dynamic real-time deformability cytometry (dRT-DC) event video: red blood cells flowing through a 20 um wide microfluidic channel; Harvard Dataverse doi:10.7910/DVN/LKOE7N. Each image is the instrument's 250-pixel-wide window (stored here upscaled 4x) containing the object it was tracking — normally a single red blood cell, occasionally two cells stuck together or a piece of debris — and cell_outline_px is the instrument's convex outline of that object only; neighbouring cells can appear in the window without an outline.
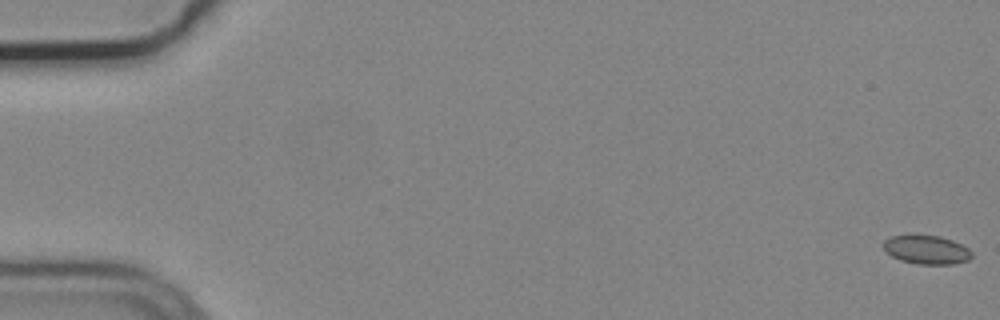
{"species": "common noctule bat (a hibernating species)", "species_latin": "Nyctalus noctula", "temperature_condition": "cold", "stored_images_in_passage": 12, "camera_frame_rate_fps": 3000, "um_per_image_px": 0.085, "animal": {"sex": "male", "body_mass_g": 19.2, "forearm_length_mm": 51.8}, "frame": {"image": 1, "passage_image": 1, "time_ms": 0.0, "image_size_px": [1000, 320], "cell_outline_px": [[972, 256], [968, 260], [952, 264], [916, 264], [900, 260], [892, 256], [884, 248], [884, 240], [892, 236], [940, 236], [952, 240], [968, 248], [972, 252]], "centroid_in_image_um": [78.78, 21.24], "position_along_channel_um": 6.2, "area_um2": 14.51}}